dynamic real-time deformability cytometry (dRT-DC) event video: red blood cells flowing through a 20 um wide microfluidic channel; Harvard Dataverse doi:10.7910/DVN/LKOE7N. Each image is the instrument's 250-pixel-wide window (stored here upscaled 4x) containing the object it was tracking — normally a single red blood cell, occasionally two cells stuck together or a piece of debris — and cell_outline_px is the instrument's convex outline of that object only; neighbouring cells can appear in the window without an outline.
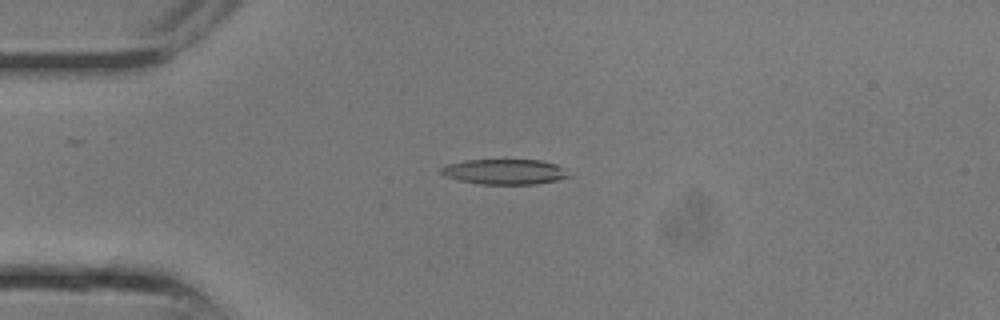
{"species": "common noctule bat (a hibernating species)", "species_latin": "Nyctalus noctula", "temperature_condition": "room temperature", "stored_images_in_passage": 10, "camera_frame_rate_fps": 3000, "um_per_image_px": 0.085, "animal": {"sex": "male", "body_mass_g": 13.3}, "frame": {"image": 1, "passage_image": 6, "time_ms": 1.667, "image_size_px": [1000, 320], "cell_outline_px": [[572, 176], [556, 180], [536, 184], [480, 184], [456, 180], [444, 176], [440, 172], [440, 168], [448, 164], [464, 160], [540, 160], [556, 164], [564, 168]], "centroid_in_image_um": [42.88, 14.6], "position_along_channel_um": 42.1, "area_um2": 18.9}}
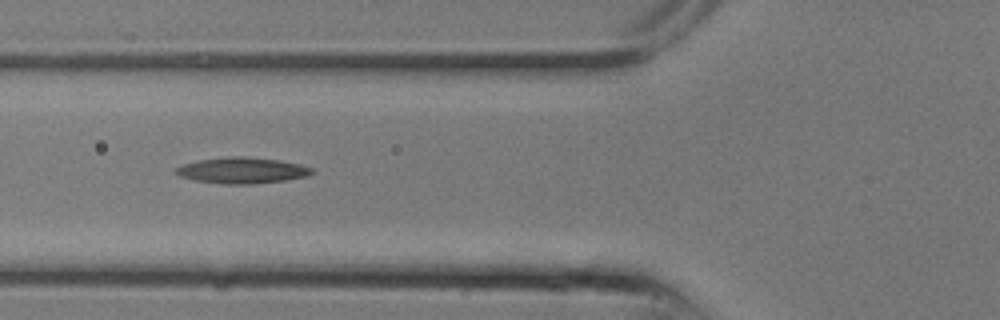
{"frame": {"image": 2, "passage_image": 9, "time_ms": 2.667, "image_size_px": [1000, 320], "cell_outline_px": [[316, 172], [308, 176], [284, 180], [252, 184], [224, 184], [196, 180], [180, 176], [176, 172], [176, 168], [184, 164], [200, 160], [232, 156], [244, 156], [280, 160], [300, 164], [312, 168]], "centroid_in_image_um": [20.64, 14.48], "position_along_channel_um": 105.2, "area_um2": 20.46}}